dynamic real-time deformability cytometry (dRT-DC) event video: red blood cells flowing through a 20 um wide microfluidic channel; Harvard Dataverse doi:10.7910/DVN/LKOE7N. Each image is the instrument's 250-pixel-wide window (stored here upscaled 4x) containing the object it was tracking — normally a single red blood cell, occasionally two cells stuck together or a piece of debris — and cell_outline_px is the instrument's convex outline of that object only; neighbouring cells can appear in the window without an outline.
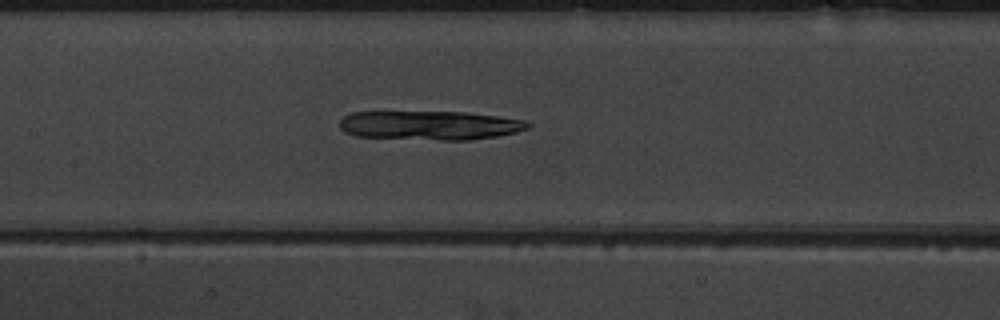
{"species": "common noctule bat (a hibernating species)", "species_latin": "Nyctalus noctula", "temperature_condition": "warm", "stored_images_in_passage": 52, "camera_frame_rate_fps": 3000, "um_per_image_px": 0.085, "animal": {"sex": "male", "body_mass_g": 19.5, "forearm_length_mm": 54.6}, "frame": {"image": 1, "passage_image": 26, "time_ms": 8.333, "image_size_px": [1000, 320], "cell_outline_px": [[532, 124], [528, 128], [516, 132], [496, 136], [468, 140], [440, 140], [356, 136], [344, 132], [340, 128], [340, 120], [344, 116], [352, 112], [464, 112], [496, 116], [524, 120]], "centroid_in_image_um": [36.52, 10.65], "position_along_channel_um": 170.9, "area_um2": 31.73}}